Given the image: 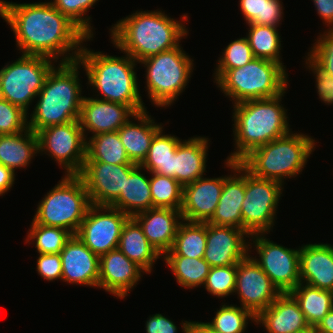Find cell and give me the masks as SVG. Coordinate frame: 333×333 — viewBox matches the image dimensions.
<instances>
[{"label": "cell", "instance_id": "c3c4849f", "mask_svg": "<svg viewBox=\"0 0 333 333\" xmlns=\"http://www.w3.org/2000/svg\"><path fill=\"white\" fill-rule=\"evenodd\" d=\"M178 326L169 319L167 316L160 313L153 314L146 320L145 332L146 333H177Z\"/></svg>", "mask_w": 333, "mask_h": 333}, {"label": "cell", "instance_id": "f546056e", "mask_svg": "<svg viewBox=\"0 0 333 333\" xmlns=\"http://www.w3.org/2000/svg\"><path fill=\"white\" fill-rule=\"evenodd\" d=\"M147 172L138 165L125 179L124 190L119 197L110 205L119 209L129 217L153 208L150 192V178L145 175Z\"/></svg>", "mask_w": 333, "mask_h": 333}, {"label": "cell", "instance_id": "4316f807", "mask_svg": "<svg viewBox=\"0 0 333 333\" xmlns=\"http://www.w3.org/2000/svg\"><path fill=\"white\" fill-rule=\"evenodd\" d=\"M154 119L148 110L138 112L118 130L120 140L133 164L143 163L154 135L163 127V123H156Z\"/></svg>", "mask_w": 333, "mask_h": 333}, {"label": "cell", "instance_id": "d4e9b609", "mask_svg": "<svg viewBox=\"0 0 333 333\" xmlns=\"http://www.w3.org/2000/svg\"><path fill=\"white\" fill-rule=\"evenodd\" d=\"M256 325L267 333H297L308 326L299 303L290 293H281L276 300L256 316Z\"/></svg>", "mask_w": 333, "mask_h": 333}, {"label": "cell", "instance_id": "4fadbf2b", "mask_svg": "<svg viewBox=\"0 0 333 333\" xmlns=\"http://www.w3.org/2000/svg\"><path fill=\"white\" fill-rule=\"evenodd\" d=\"M37 136L41 156L45 154L56 161L64 175L80 173L86 159L87 140L79 120L44 128Z\"/></svg>", "mask_w": 333, "mask_h": 333}, {"label": "cell", "instance_id": "f907efd6", "mask_svg": "<svg viewBox=\"0 0 333 333\" xmlns=\"http://www.w3.org/2000/svg\"><path fill=\"white\" fill-rule=\"evenodd\" d=\"M16 173L10 168L0 164V196H4L7 192L11 191L15 184Z\"/></svg>", "mask_w": 333, "mask_h": 333}, {"label": "cell", "instance_id": "44dd1931", "mask_svg": "<svg viewBox=\"0 0 333 333\" xmlns=\"http://www.w3.org/2000/svg\"><path fill=\"white\" fill-rule=\"evenodd\" d=\"M59 254L62 261V282L98 288L100 257L77 235L71 236Z\"/></svg>", "mask_w": 333, "mask_h": 333}, {"label": "cell", "instance_id": "7dc6e473", "mask_svg": "<svg viewBox=\"0 0 333 333\" xmlns=\"http://www.w3.org/2000/svg\"><path fill=\"white\" fill-rule=\"evenodd\" d=\"M36 271L43 280H62V261L59 253L38 254Z\"/></svg>", "mask_w": 333, "mask_h": 333}, {"label": "cell", "instance_id": "ee69618b", "mask_svg": "<svg viewBox=\"0 0 333 333\" xmlns=\"http://www.w3.org/2000/svg\"><path fill=\"white\" fill-rule=\"evenodd\" d=\"M28 128V114L0 97V135L20 133Z\"/></svg>", "mask_w": 333, "mask_h": 333}, {"label": "cell", "instance_id": "5bb4252c", "mask_svg": "<svg viewBox=\"0 0 333 333\" xmlns=\"http://www.w3.org/2000/svg\"><path fill=\"white\" fill-rule=\"evenodd\" d=\"M130 217L111 206L91 205L76 235L99 257L118 249L119 239Z\"/></svg>", "mask_w": 333, "mask_h": 333}, {"label": "cell", "instance_id": "9a60e30c", "mask_svg": "<svg viewBox=\"0 0 333 333\" xmlns=\"http://www.w3.org/2000/svg\"><path fill=\"white\" fill-rule=\"evenodd\" d=\"M280 294L278 288L250 255L238 262L233 295L237 296L241 307L257 316Z\"/></svg>", "mask_w": 333, "mask_h": 333}, {"label": "cell", "instance_id": "7402d4cb", "mask_svg": "<svg viewBox=\"0 0 333 333\" xmlns=\"http://www.w3.org/2000/svg\"><path fill=\"white\" fill-rule=\"evenodd\" d=\"M224 161L225 168H229L231 174L224 179L219 203L207 223L242 229L241 209L245 195V167L239 162L226 159Z\"/></svg>", "mask_w": 333, "mask_h": 333}, {"label": "cell", "instance_id": "ffe728a7", "mask_svg": "<svg viewBox=\"0 0 333 333\" xmlns=\"http://www.w3.org/2000/svg\"><path fill=\"white\" fill-rule=\"evenodd\" d=\"M227 176L200 177L183 186L181 216L190 222H208L215 213Z\"/></svg>", "mask_w": 333, "mask_h": 333}, {"label": "cell", "instance_id": "4dcf8cb0", "mask_svg": "<svg viewBox=\"0 0 333 333\" xmlns=\"http://www.w3.org/2000/svg\"><path fill=\"white\" fill-rule=\"evenodd\" d=\"M164 125L154 135L147 157L140 165L150 173H157L173 178L174 153L180 141L173 134H165Z\"/></svg>", "mask_w": 333, "mask_h": 333}, {"label": "cell", "instance_id": "8d00e7d4", "mask_svg": "<svg viewBox=\"0 0 333 333\" xmlns=\"http://www.w3.org/2000/svg\"><path fill=\"white\" fill-rule=\"evenodd\" d=\"M222 305L215 311L209 322H203L216 333H245L248 323L256 325V316L249 310L229 303Z\"/></svg>", "mask_w": 333, "mask_h": 333}, {"label": "cell", "instance_id": "7a4b0ae2", "mask_svg": "<svg viewBox=\"0 0 333 333\" xmlns=\"http://www.w3.org/2000/svg\"><path fill=\"white\" fill-rule=\"evenodd\" d=\"M183 14L180 20L171 18L165 11L137 10L111 26L109 34L113 47L130 55L136 62L177 47L188 36ZM184 21V23H183Z\"/></svg>", "mask_w": 333, "mask_h": 333}, {"label": "cell", "instance_id": "836d02e7", "mask_svg": "<svg viewBox=\"0 0 333 333\" xmlns=\"http://www.w3.org/2000/svg\"><path fill=\"white\" fill-rule=\"evenodd\" d=\"M206 249V222L182 220L178 226L174 244L164 256L203 258Z\"/></svg>", "mask_w": 333, "mask_h": 333}, {"label": "cell", "instance_id": "f6af8a7d", "mask_svg": "<svg viewBox=\"0 0 333 333\" xmlns=\"http://www.w3.org/2000/svg\"><path fill=\"white\" fill-rule=\"evenodd\" d=\"M318 34L307 54L333 76V30L326 29Z\"/></svg>", "mask_w": 333, "mask_h": 333}, {"label": "cell", "instance_id": "e0dca14e", "mask_svg": "<svg viewBox=\"0 0 333 333\" xmlns=\"http://www.w3.org/2000/svg\"><path fill=\"white\" fill-rule=\"evenodd\" d=\"M250 235L242 229L206 222L203 259L210 267L237 265L249 255Z\"/></svg>", "mask_w": 333, "mask_h": 333}, {"label": "cell", "instance_id": "1f68e13d", "mask_svg": "<svg viewBox=\"0 0 333 333\" xmlns=\"http://www.w3.org/2000/svg\"><path fill=\"white\" fill-rule=\"evenodd\" d=\"M290 294L299 303L310 326H317L333 308V292L329 290H322L300 282Z\"/></svg>", "mask_w": 333, "mask_h": 333}, {"label": "cell", "instance_id": "277c9868", "mask_svg": "<svg viewBox=\"0 0 333 333\" xmlns=\"http://www.w3.org/2000/svg\"><path fill=\"white\" fill-rule=\"evenodd\" d=\"M85 42L78 56L93 97L129 106L135 113L147 110L140 94L137 64L130 55H110L88 49ZM117 56V57H116ZM97 93V94H96Z\"/></svg>", "mask_w": 333, "mask_h": 333}, {"label": "cell", "instance_id": "52a82bcc", "mask_svg": "<svg viewBox=\"0 0 333 333\" xmlns=\"http://www.w3.org/2000/svg\"><path fill=\"white\" fill-rule=\"evenodd\" d=\"M288 76L280 63L254 58L242 67L225 70L213 82L234 105L282 94L289 86Z\"/></svg>", "mask_w": 333, "mask_h": 333}, {"label": "cell", "instance_id": "cb8c5ba5", "mask_svg": "<svg viewBox=\"0 0 333 333\" xmlns=\"http://www.w3.org/2000/svg\"><path fill=\"white\" fill-rule=\"evenodd\" d=\"M155 250L164 256L172 249L176 232L183 220L180 210L153 207L133 217Z\"/></svg>", "mask_w": 333, "mask_h": 333}, {"label": "cell", "instance_id": "484cf974", "mask_svg": "<svg viewBox=\"0 0 333 333\" xmlns=\"http://www.w3.org/2000/svg\"><path fill=\"white\" fill-rule=\"evenodd\" d=\"M210 142L208 137L196 135L178 144L174 153L173 178L182 186L206 176Z\"/></svg>", "mask_w": 333, "mask_h": 333}, {"label": "cell", "instance_id": "74e56055", "mask_svg": "<svg viewBox=\"0 0 333 333\" xmlns=\"http://www.w3.org/2000/svg\"><path fill=\"white\" fill-rule=\"evenodd\" d=\"M246 24L280 27L284 19L282 0H239Z\"/></svg>", "mask_w": 333, "mask_h": 333}, {"label": "cell", "instance_id": "db71d44e", "mask_svg": "<svg viewBox=\"0 0 333 333\" xmlns=\"http://www.w3.org/2000/svg\"><path fill=\"white\" fill-rule=\"evenodd\" d=\"M297 333H319L316 326H308L307 328L297 332Z\"/></svg>", "mask_w": 333, "mask_h": 333}, {"label": "cell", "instance_id": "ba28073f", "mask_svg": "<svg viewBox=\"0 0 333 333\" xmlns=\"http://www.w3.org/2000/svg\"><path fill=\"white\" fill-rule=\"evenodd\" d=\"M182 44L139 62L145 68V92L155 107L173 106L191 80L194 60ZM163 107V108H162Z\"/></svg>", "mask_w": 333, "mask_h": 333}, {"label": "cell", "instance_id": "60d3db41", "mask_svg": "<svg viewBox=\"0 0 333 333\" xmlns=\"http://www.w3.org/2000/svg\"><path fill=\"white\" fill-rule=\"evenodd\" d=\"M247 37H240L231 40L222 50V55L218 57L216 67L214 68V81L228 69L242 67L254 59Z\"/></svg>", "mask_w": 333, "mask_h": 333}, {"label": "cell", "instance_id": "d6986e66", "mask_svg": "<svg viewBox=\"0 0 333 333\" xmlns=\"http://www.w3.org/2000/svg\"><path fill=\"white\" fill-rule=\"evenodd\" d=\"M134 114L127 105L84 95L79 122L87 140L90 134L118 131Z\"/></svg>", "mask_w": 333, "mask_h": 333}, {"label": "cell", "instance_id": "8992f818", "mask_svg": "<svg viewBox=\"0 0 333 333\" xmlns=\"http://www.w3.org/2000/svg\"><path fill=\"white\" fill-rule=\"evenodd\" d=\"M315 138L302 132L288 134L254 149L240 163L254 176L286 183L301 174L316 148ZM285 179V180H284Z\"/></svg>", "mask_w": 333, "mask_h": 333}, {"label": "cell", "instance_id": "7bdbcfd3", "mask_svg": "<svg viewBox=\"0 0 333 333\" xmlns=\"http://www.w3.org/2000/svg\"><path fill=\"white\" fill-rule=\"evenodd\" d=\"M236 275L237 265L210 267L203 287L212 296L224 299L234 294Z\"/></svg>", "mask_w": 333, "mask_h": 333}, {"label": "cell", "instance_id": "d590c367", "mask_svg": "<svg viewBox=\"0 0 333 333\" xmlns=\"http://www.w3.org/2000/svg\"><path fill=\"white\" fill-rule=\"evenodd\" d=\"M247 26L246 37L254 57L280 63L286 69L280 51L283 47L280 29L267 25L247 24Z\"/></svg>", "mask_w": 333, "mask_h": 333}, {"label": "cell", "instance_id": "d6a6232c", "mask_svg": "<svg viewBox=\"0 0 333 333\" xmlns=\"http://www.w3.org/2000/svg\"><path fill=\"white\" fill-rule=\"evenodd\" d=\"M84 162L133 164L120 140L118 131L89 136Z\"/></svg>", "mask_w": 333, "mask_h": 333}, {"label": "cell", "instance_id": "2e32d148", "mask_svg": "<svg viewBox=\"0 0 333 333\" xmlns=\"http://www.w3.org/2000/svg\"><path fill=\"white\" fill-rule=\"evenodd\" d=\"M137 166L84 162L78 176L83 180L91 205L110 206L124 190L125 179Z\"/></svg>", "mask_w": 333, "mask_h": 333}, {"label": "cell", "instance_id": "e575fe53", "mask_svg": "<svg viewBox=\"0 0 333 333\" xmlns=\"http://www.w3.org/2000/svg\"><path fill=\"white\" fill-rule=\"evenodd\" d=\"M162 259L171 269L176 283L181 288L192 290L204 285L210 265L203 258L163 256Z\"/></svg>", "mask_w": 333, "mask_h": 333}, {"label": "cell", "instance_id": "8fae6325", "mask_svg": "<svg viewBox=\"0 0 333 333\" xmlns=\"http://www.w3.org/2000/svg\"><path fill=\"white\" fill-rule=\"evenodd\" d=\"M284 185L280 182L254 176L245 168V195L242 202V230L250 236L269 235L277 220L279 200Z\"/></svg>", "mask_w": 333, "mask_h": 333}, {"label": "cell", "instance_id": "5b68a950", "mask_svg": "<svg viewBox=\"0 0 333 333\" xmlns=\"http://www.w3.org/2000/svg\"><path fill=\"white\" fill-rule=\"evenodd\" d=\"M56 65L36 97L34 110L28 113V128L36 134L44 128L77 121L80 117L84 99L80 80L82 65L78 60Z\"/></svg>", "mask_w": 333, "mask_h": 333}, {"label": "cell", "instance_id": "83f0119b", "mask_svg": "<svg viewBox=\"0 0 333 333\" xmlns=\"http://www.w3.org/2000/svg\"><path fill=\"white\" fill-rule=\"evenodd\" d=\"M37 154L38 136L29 128L20 133L0 135V164L14 173H17L16 169H26Z\"/></svg>", "mask_w": 333, "mask_h": 333}, {"label": "cell", "instance_id": "3957f363", "mask_svg": "<svg viewBox=\"0 0 333 333\" xmlns=\"http://www.w3.org/2000/svg\"><path fill=\"white\" fill-rule=\"evenodd\" d=\"M282 94L232 105L234 150L226 160L241 162L254 149L288 134L292 129Z\"/></svg>", "mask_w": 333, "mask_h": 333}, {"label": "cell", "instance_id": "681fc988", "mask_svg": "<svg viewBox=\"0 0 333 333\" xmlns=\"http://www.w3.org/2000/svg\"><path fill=\"white\" fill-rule=\"evenodd\" d=\"M317 15L328 30H333V0H313Z\"/></svg>", "mask_w": 333, "mask_h": 333}, {"label": "cell", "instance_id": "f5cc1de1", "mask_svg": "<svg viewBox=\"0 0 333 333\" xmlns=\"http://www.w3.org/2000/svg\"><path fill=\"white\" fill-rule=\"evenodd\" d=\"M316 328L319 333H333V308L323 317Z\"/></svg>", "mask_w": 333, "mask_h": 333}, {"label": "cell", "instance_id": "f35d334b", "mask_svg": "<svg viewBox=\"0 0 333 333\" xmlns=\"http://www.w3.org/2000/svg\"><path fill=\"white\" fill-rule=\"evenodd\" d=\"M28 230L25 243H32L38 254L60 253L73 235L66 229L36 224L33 221Z\"/></svg>", "mask_w": 333, "mask_h": 333}, {"label": "cell", "instance_id": "f1b7e54d", "mask_svg": "<svg viewBox=\"0 0 333 333\" xmlns=\"http://www.w3.org/2000/svg\"><path fill=\"white\" fill-rule=\"evenodd\" d=\"M118 249L148 275L152 273L156 261L162 259L133 217H130L123 226Z\"/></svg>", "mask_w": 333, "mask_h": 333}, {"label": "cell", "instance_id": "9c48e42d", "mask_svg": "<svg viewBox=\"0 0 333 333\" xmlns=\"http://www.w3.org/2000/svg\"><path fill=\"white\" fill-rule=\"evenodd\" d=\"M91 206L89 195L78 175H64L37 204L32 221L78 232Z\"/></svg>", "mask_w": 333, "mask_h": 333}, {"label": "cell", "instance_id": "603a6c76", "mask_svg": "<svg viewBox=\"0 0 333 333\" xmlns=\"http://www.w3.org/2000/svg\"><path fill=\"white\" fill-rule=\"evenodd\" d=\"M299 268L300 282L333 292V244L303 243Z\"/></svg>", "mask_w": 333, "mask_h": 333}, {"label": "cell", "instance_id": "ab89813d", "mask_svg": "<svg viewBox=\"0 0 333 333\" xmlns=\"http://www.w3.org/2000/svg\"><path fill=\"white\" fill-rule=\"evenodd\" d=\"M151 174V175H149ZM153 207L180 210L182 206L183 186L174 178L157 173H148Z\"/></svg>", "mask_w": 333, "mask_h": 333}, {"label": "cell", "instance_id": "7c38bea8", "mask_svg": "<svg viewBox=\"0 0 333 333\" xmlns=\"http://www.w3.org/2000/svg\"><path fill=\"white\" fill-rule=\"evenodd\" d=\"M266 236V233L250 236L249 255L281 293H290L300 283V246L288 248ZM252 248L257 252L254 257L251 255Z\"/></svg>", "mask_w": 333, "mask_h": 333}, {"label": "cell", "instance_id": "30bf717a", "mask_svg": "<svg viewBox=\"0 0 333 333\" xmlns=\"http://www.w3.org/2000/svg\"><path fill=\"white\" fill-rule=\"evenodd\" d=\"M12 62L0 69V97L28 114L30 105L57 62L41 55L24 54Z\"/></svg>", "mask_w": 333, "mask_h": 333}, {"label": "cell", "instance_id": "ac0fdd59", "mask_svg": "<svg viewBox=\"0 0 333 333\" xmlns=\"http://www.w3.org/2000/svg\"><path fill=\"white\" fill-rule=\"evenodd\" d=\"M143 274L147 273L119 249H115L100 256L98 288L119 300L126 299Z\"/></svg>", "mask_w": 333, "mask_h": 333}, {"label": "cell", "instance_id": "b9f144b4", "mask_svg": "<svg viewBox=\"0 0 333 333\" xmlns=\"http://www.w3.org/2000/svg\"><path fill=\"white\" fill-rule=\"evenodd\" d=\"M52 5L75 23L88 37H94L92 18L86 15L99 0H51Z\"/></svg>", "mask_w": 333, "mask_h": 333}, {"label": "cell", "instance_id": "6da1fadb", "mask_svg": "<svg viewBox=\"0 0 333 333\" xmlns=\"http://www.w3.org/2000/svg\"><path fill=\"white\" fill-rule=\"evenodd\" d=\"M0 17L10 26L17 50L24 55L73 62L78 60L84 42L93 40L46 0L20 4L0 0Z\"/></svg>", "mask_w": 333, "mask_h": 333}, {"label": "cell", "instance_id": "816d5d0a", "mask_svg": "<svg viewBox=\"0 0 333 333\" xmlns=\"http://www.w3.org/2000/svg\"><path fill=\"white\" fill-rule=\"evenodd\" d=\"M184 321V322H183ZM182 325V326H181ZM183 333H216L208 328L203 322L182 320L180 323Z\"/></svg>", "mask_w": 333, "mask_h": 333}, {"label": "cell", "instance_id": "bcb514c9", "mask_svg": "<svg viewBox=\"0 0 333 333\" xmlns=\"http://www.w3.org/2000/svg\"><path fill=\"white\" fill-rule=\"evenodd\" d=\"M307 55V56H306ZM304 57L305 67L315 77V87L319 101L333 106V76L323 70L308 54Z\"/></svg>", "mask_w": 333, "mask_h": 333}]
</instances>
